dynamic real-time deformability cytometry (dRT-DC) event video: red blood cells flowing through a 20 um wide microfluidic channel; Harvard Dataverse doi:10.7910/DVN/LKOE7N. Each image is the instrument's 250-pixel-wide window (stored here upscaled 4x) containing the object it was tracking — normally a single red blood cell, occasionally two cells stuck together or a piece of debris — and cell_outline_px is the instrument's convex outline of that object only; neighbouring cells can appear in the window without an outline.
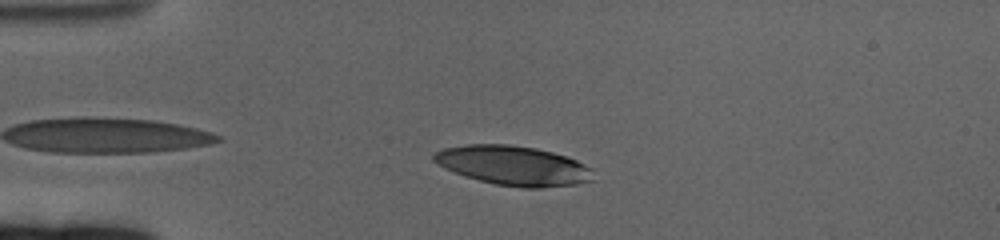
{"species": "human", "species_latin": "Homo sapiens", "temperature_condition": "cold", "stored_images_in_passage": 46, "camera_frame_rate_fps": 3000, "um_per_image_px": 0.085, "donor": {"sex": "female"}, "frame": {"image": 1, "passage_image": 5, "time_ms": 1.333, "image_size_px": [1000, 240], "cell_outline_px": [[596, 180], [576, 184], [540, 188], [524, 188], [496, 184], [480, 180], [444, 168], [432, 160], [432, 156], [436, 152], [444, 148], [468, 144], [508, 144], [536, 148], [568, 156], [592, 168]], "centroid_in_image_um": [43.69, 14.07], "position_along_channel_um": 41.3, "area_um2": 36.7}}
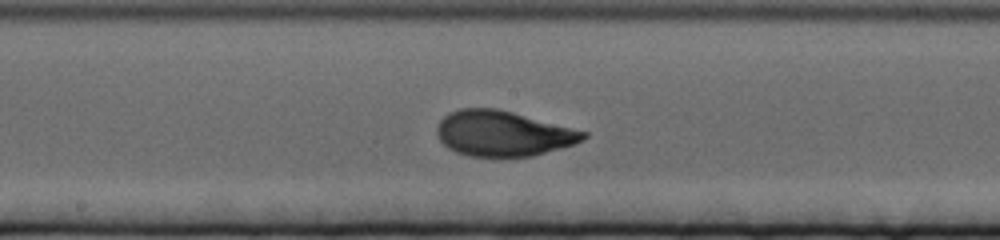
{"frame": {"image": 2, "passage_image": 23, "time_ms": 7.333, "image_size_px": [1000, 240], "cell_outline_px": [[588, 136], [584, 140], [572, 144], [532, 156], [468, 156], [456, 152], [448, 148], [440, 140], [436, 132], [436, 128], [440, 120], [448, 112], [460, 108], [496, 108], [512, 112], [588, 132]], "centroid_in_image_um": [42.72, 11.34], "position_along_channel_um": 205.5, "area_um2": 38.44}}
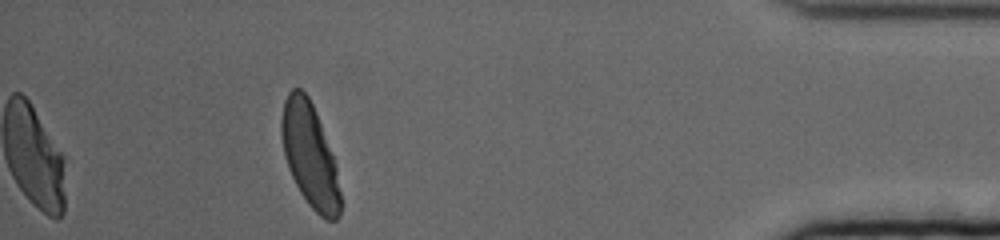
{"frame": {"image": 3, "passage_image": 46, "time_ms": 15.0, "image_size_px": [1000, 240], "cell_outline_px": [[340, 216], [336, 220], [324, 220], [308, 204], [300, 192], [288, 168], [284, 152], [280, 132], [280, 120], [284, 100], [288, 92], [292, 88], [300, 88], [308, 96], [316, 112], [336, 164], [340, 192]], "centroid_in_image_um": [26.32, 13.2], "position_along_channel_um": 408.9, "area_um2": 35.6}, "authors_computed_cell_mechanics": {"area_um2": 37.57, "velocity_mm_per_s": 3.2792, "shape_relaxation_time_tau1_ms": 3.2513, "shape_relaxation_time_tau2_ms": null, "deformation_change_tau1": 0.1687, "deformation_change_tau2": null}}